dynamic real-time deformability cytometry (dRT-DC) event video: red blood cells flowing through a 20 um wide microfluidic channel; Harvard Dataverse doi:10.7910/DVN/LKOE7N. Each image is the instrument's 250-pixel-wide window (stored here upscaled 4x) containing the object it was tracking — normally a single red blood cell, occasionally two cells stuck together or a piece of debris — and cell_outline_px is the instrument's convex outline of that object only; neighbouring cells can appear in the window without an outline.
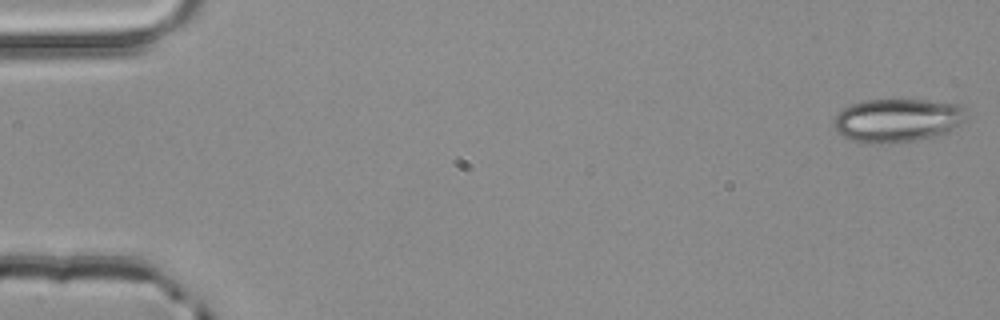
{"species": "common noctule bat (a hibernating species)", "species_latin": "Nyctalus noctula", "temperature_condition": "room temperature", "stored_images_in_passage": 4, "camera_frame_rate_fps": 3000, "um_per_image_px": 0.085, "animal": {"sex": "male", "body_mass_g": 20.4}, "frame": {"image": 1, "passage_image": 1, "time_ms": 0.0, "image_size_px": [1000, 320], "cell_outline_px": [[964, 120], [960, 124], [948, 132], [932, 136], [912, 140], [888, 144], [868, 144], [852, 140], [836, 132], [832, 124], [832, 120], [844, 108], [852, 104], [864, 100], [924, 100], [956, 104], [964, 108]], "centroid_in_image_um": [76.21, 10.24], "position_along_channel_um": 8.8, "area_um2": 33.41}}